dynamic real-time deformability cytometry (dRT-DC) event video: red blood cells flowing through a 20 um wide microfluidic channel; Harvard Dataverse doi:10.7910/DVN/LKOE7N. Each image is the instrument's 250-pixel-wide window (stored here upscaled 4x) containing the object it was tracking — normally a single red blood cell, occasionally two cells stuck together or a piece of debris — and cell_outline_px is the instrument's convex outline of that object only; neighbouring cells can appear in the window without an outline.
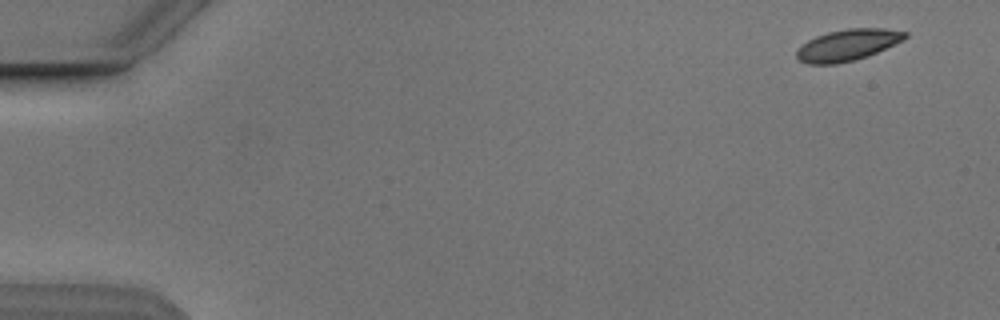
{"species": "Egyptian fruit bat (a non-hibernating species)", "species_latin": "Rousettus aegyptiacus", "temperature_condition": "cold", "stored_images_in_passage": 5, "camera_frame_rate_fps": 3000, "um_per_image_px": 0.085, "animal": {"sex": "male"}, "frame": {"image": 1, "passage_image": 1, "time_ms": 0.0, "image_size_px": [1000, 320], "cell_outline_px": [[908, 36], [904, 40], [868, 56], [836, 64], [808, 64], [800, 60], [796, 56], [796, 52], [808, 40], [816, 36], [828, 32], [848, 28], [884, 28], [908, 32]], "centroid_in_image_um": [72.08, 3.82], "position_along_channel_um": 12.9, "area_um2": 19.71}}